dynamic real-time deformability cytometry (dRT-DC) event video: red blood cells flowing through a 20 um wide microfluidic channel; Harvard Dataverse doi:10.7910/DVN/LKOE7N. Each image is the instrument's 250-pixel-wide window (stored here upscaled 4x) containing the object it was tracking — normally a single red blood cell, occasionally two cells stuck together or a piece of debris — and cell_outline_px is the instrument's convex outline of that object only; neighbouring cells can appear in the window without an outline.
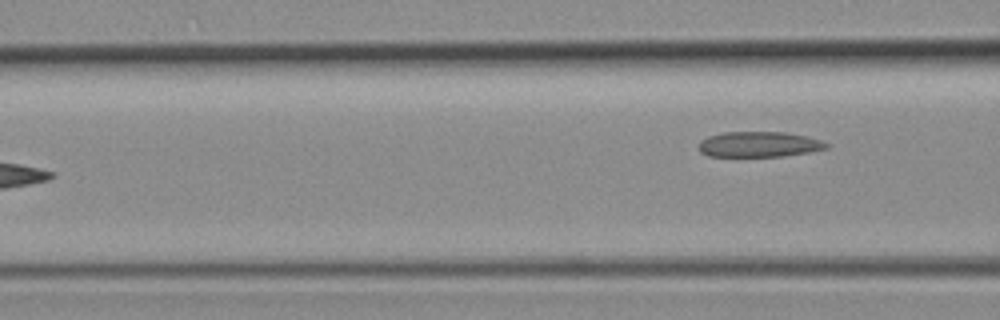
{"species": "common noctule bat (a hibernating species)", "species_latin": "Nyctalus noctula", "temperature_condition": "room temperature", "stored_images_in_passage": 3, "camera_frame_rate_fps": 3000, "um_per_image_px": 0.085, "animal": {"sex": "female", "body_mass_g": 19.3, "forearm_length_mm": 54.1}, "frame": {"image": 1, "passage_image": 3, "time_ms": 2.333, "image_size_px": [1000, 320], "cell_outline_px": [[828, 148], [808, 152], [784, 156], [708, 156], [700, 152], [700, 140], [708, 136], [724, 132], [784, 132], [808, 136], [820, 140], [828, 144]], "centroid_in_image_um": [64.52, 12.26], "position_along_channel_um": 102.1, "area_um2": 18.84}}